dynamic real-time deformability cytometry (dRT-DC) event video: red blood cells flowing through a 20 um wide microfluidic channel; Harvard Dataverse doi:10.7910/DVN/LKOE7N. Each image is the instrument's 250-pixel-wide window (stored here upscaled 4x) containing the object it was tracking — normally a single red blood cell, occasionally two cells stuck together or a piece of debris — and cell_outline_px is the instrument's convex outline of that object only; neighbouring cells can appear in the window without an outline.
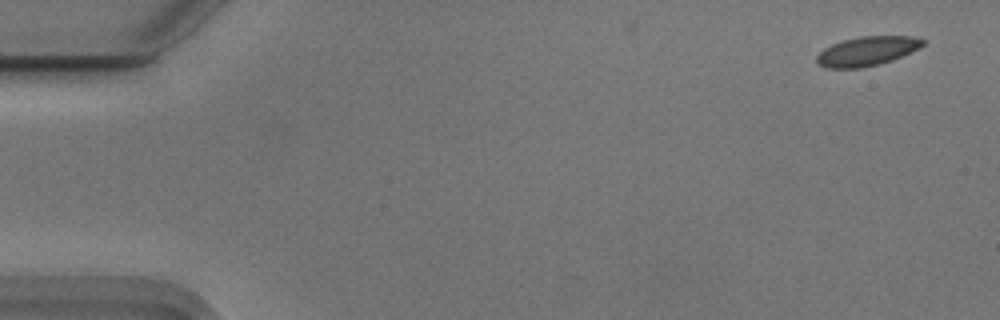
{"species": "Egyptian fruit bat (a non-hibernating species)", "species_latin": "Rousettus aegyptiacus", "temperature_condition": "cold", "stored_images_in_passage": 13, "camera_frame_rate_fps": 3000, "um_per_image_px": 0.085, "animal": {"sex": "male"}, "frame": {"image": 1, "passage_image": 1, "time_ms": 0.0, "image_size_px": [1000, 320], "cell_outline_px": [[928, 40], [920, 48], [892, 60], [880, 64], [860, 68], [828, 68], [816, 64], [816, 56], [824, 48], [832, 44], [844, 40], [860, 36], [912, 36]], "centroid_in_image_um": [73.71, 4.34], "position_along_channel_um": 11.3, "area_um2": 18.21}}
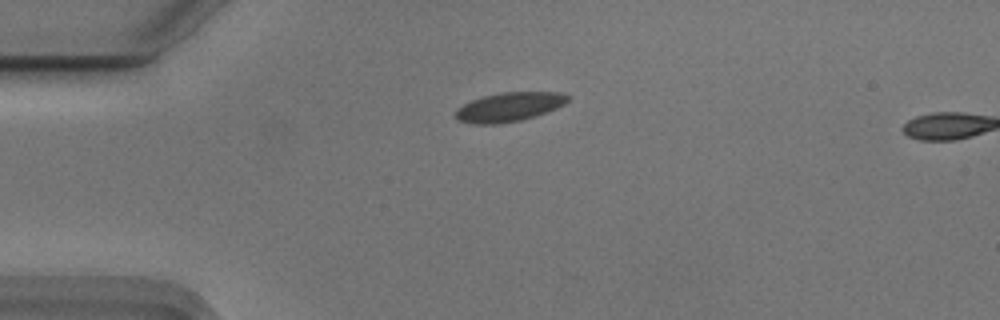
{"frame": {"image": 2, "passage_image": 12, "time_ms": 3.667, "image_size_px": [1000, 320], "cell_outline_px": [[572, 96], [564, 104], [556, 108], [536, 116], [520, 120], [500, 124], [472, 124], [456, 120], [452, 116], [456, 108], [472, 100], [484, 96], [500, 92], [564, 92]], "centroid_in_image_um": [43.25, 9.09], "position_along_channel_um": 41.7, "area_um2": 19.36}}